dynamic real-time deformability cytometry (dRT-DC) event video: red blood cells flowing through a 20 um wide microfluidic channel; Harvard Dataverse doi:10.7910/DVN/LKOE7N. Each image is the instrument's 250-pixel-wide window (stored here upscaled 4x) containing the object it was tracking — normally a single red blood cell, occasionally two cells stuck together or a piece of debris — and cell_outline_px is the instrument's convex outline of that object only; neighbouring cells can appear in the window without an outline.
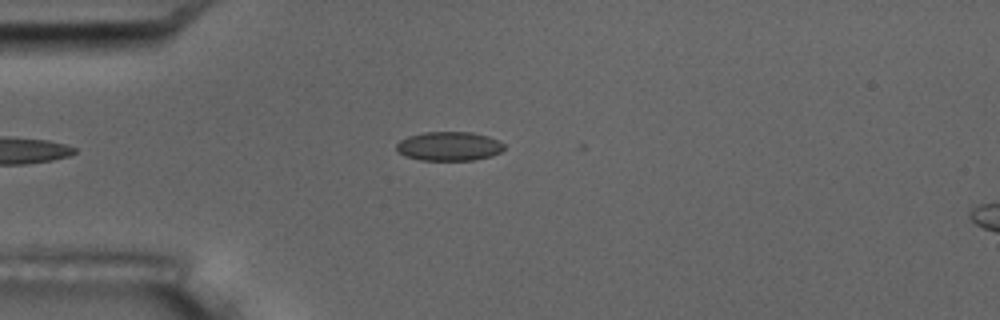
{"species": "common noctule bat (a hibernating species)", "species_latin": "Nyctalus noctula", "temperature_condition": "room temperature", "stored_images_in_passage": 3, "camera_frame_rate_fps": 3000, "um_per_image_px": 0.085, "animal": {"sex": "male", "body_mass_g": 17.5, "forearm_length_mm": 52.3}, "frame": {"image": 1, "passage_image": 1, "time_ms": 0.0, "image_size_px": [1000, 320], "cell_outline_px": [[504, 148], [500, 152], [492, 156], [472, 160], [420, 160], [404, 156], [396, 152], [396, 144], [400, 140], [408, 136], [424, 132], [472, 132], [488, 136], [504, 144]], "centroid_in_image_um": [38.13, 12.43], "position_along_channel_um": 46.9, "area_um2": 18.32}}